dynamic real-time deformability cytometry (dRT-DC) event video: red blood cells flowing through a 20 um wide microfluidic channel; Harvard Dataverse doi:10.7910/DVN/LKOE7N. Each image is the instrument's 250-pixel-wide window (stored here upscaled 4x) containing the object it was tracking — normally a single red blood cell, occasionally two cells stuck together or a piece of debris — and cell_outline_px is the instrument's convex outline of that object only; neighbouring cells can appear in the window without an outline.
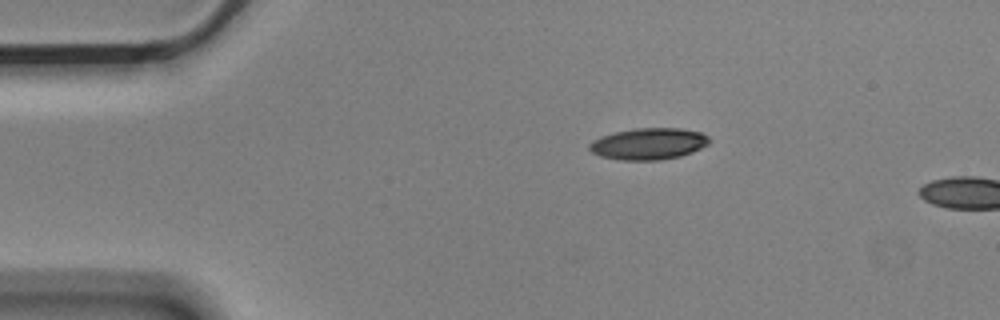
{"species": "Egyptian fruit bat (a non-hibernating species)", "species_latin": "Rousettus aegyptiacus", "temperature_condition": "cold", "stored_images_in_passage": 2, "camera_frame_rate_fps": 3000, "um_per_image_px": 0.085, "animal": {"sex": "male"}, "frame": {"image": 1, "passage_image": 1, "time_ms": 0.0, "image_size_px": [1000, 320], "cell_outline_px": [[708, 144], [692, 152], [680, 156], [660, 160], [620, 160], [600, 156], [592, 152], [588, 148], [588, 144], [592, 140], [600, 136], [616, 132], [636, 128], [680, 128], [700, 132], [708, 136]], "centroid_in_image_um": [55.09, 12.22], "position_along_channel_um": 29.9, "area_um2": 22.02}}